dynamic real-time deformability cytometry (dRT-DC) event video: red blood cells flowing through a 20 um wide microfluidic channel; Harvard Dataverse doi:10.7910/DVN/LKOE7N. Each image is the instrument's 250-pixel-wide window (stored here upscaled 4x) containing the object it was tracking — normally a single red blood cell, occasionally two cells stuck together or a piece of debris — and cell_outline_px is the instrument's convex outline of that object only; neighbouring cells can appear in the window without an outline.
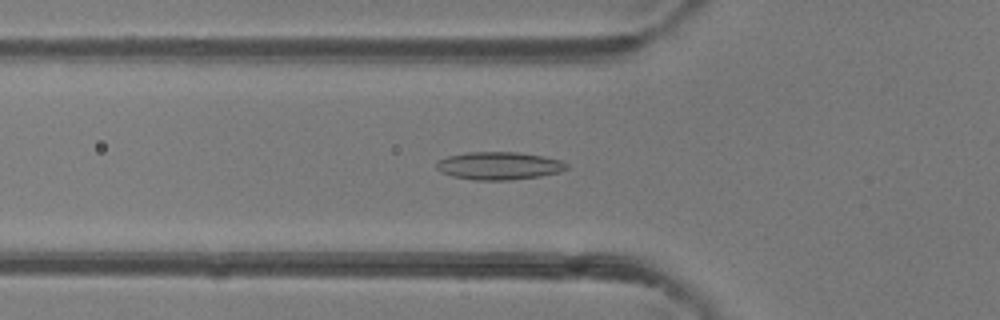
{"species": "common noctule bat (a hibernating species)", "species_latin": "Nyctalus noctula", "temperature_condition": "room temperature", "stored_images_in_passage": 36, "segment_of_instrument_passage": [1, 2], "camera_frame_rate_fps": 3000, "um_per_image_px": 0.085, "animal": {"sex": "female"}, "frame": {"image": 1, "passage_image": 4, "time_ms": 1.0, "image_size_px": [1000, 320], "cell_outline_px": [[568, 168], [560, 172], [540, 176], [508, 180], [472, 180], [452, 176], [440, 172], [436, 168], [436, 164], [440, 160], [448, 156], [468, 152], [516, 152], [544, 156], [560, 160], [568, 164]], "centroid_in_image_um": [42.42, 14.09], "position_along_channel_um": 83.4, "area_um2": 21.1}}
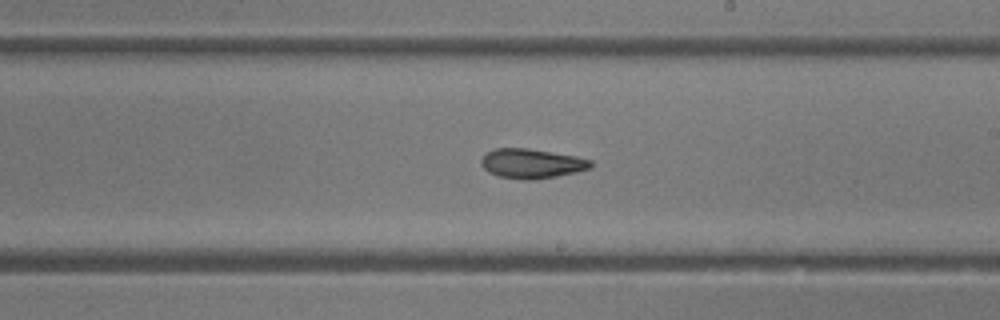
{"frame": {"image": 2, "passage_image": 15, "time_ms": 4.667, "image_size_px": [1000, 320], "cell_outline_px": [[592, 168], [576, 172], [536, 180], [524, 180], [500, 176], [488, 172], [480, 164], [480, 160], [484, 152], [496, 148], [528, 148], [576, 156], [592, 160]], "centroid_in_image_um": [45.17, 13.89], "position_along_channel_um": 243.8, "area_um2": 19.07}}
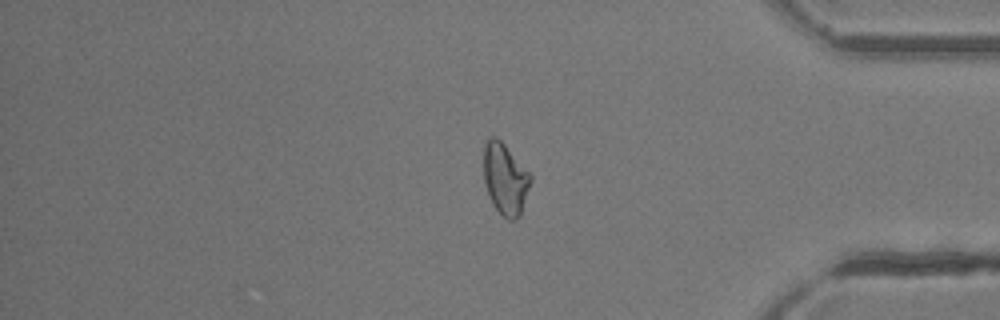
{"frame": {"image": 3, "passage_image": 27, "time_ms": 8.667, "image_size_px": [1000, 320], "cell_outline_px": [[532, 180], [520, 216], [516, 220], [508, 220], [492, 204], [488, 196], [484, 184], [484, 144], [492, 136], [496, 136], [504, 144], [532, 176]], "centroid_in_image_um": [42.94, 15.23], "position_along_channel_um": 392.3, "area_um2": 19.48}}